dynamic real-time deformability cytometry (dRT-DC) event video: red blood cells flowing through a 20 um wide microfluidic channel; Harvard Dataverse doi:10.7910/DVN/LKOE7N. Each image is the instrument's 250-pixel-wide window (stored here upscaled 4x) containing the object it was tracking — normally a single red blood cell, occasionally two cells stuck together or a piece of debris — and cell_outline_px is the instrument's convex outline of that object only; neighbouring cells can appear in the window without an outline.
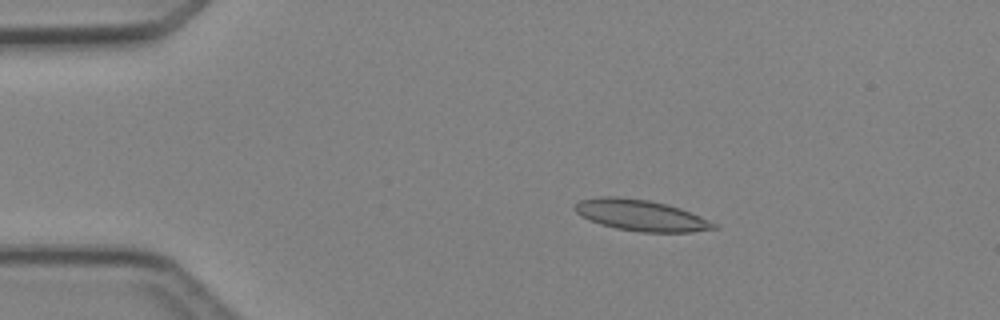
{"species": "Egyptian fruit bat (a non-hibernating species)", "species_latin": "Rousettus aegyptiacus", "temperature_condition": "cold", "stored_images_in_passage": 5, "camera_frame_rate_fps": 3000, "um_per_image_px": 0.085, "animal": {"sex": "female"}, "frame": {"image": 1, "passage_image": 3, "time_ms": 2.333, "image_size_px": [1000, 320], "cell_outline_px": [[720, 228], [692, 232], [640, 232], [616, 228], [600, 224], [576, 212], [576, 204], [580, 200], [600, 196], [616, 196], [648, 200], [668, 204], [680, 208], [700, 216], [716, 224]], "centroid_in_image_um": [54.52, 18.3], "position_along_channel_um": 30.5, "area_um2": 24.97}}